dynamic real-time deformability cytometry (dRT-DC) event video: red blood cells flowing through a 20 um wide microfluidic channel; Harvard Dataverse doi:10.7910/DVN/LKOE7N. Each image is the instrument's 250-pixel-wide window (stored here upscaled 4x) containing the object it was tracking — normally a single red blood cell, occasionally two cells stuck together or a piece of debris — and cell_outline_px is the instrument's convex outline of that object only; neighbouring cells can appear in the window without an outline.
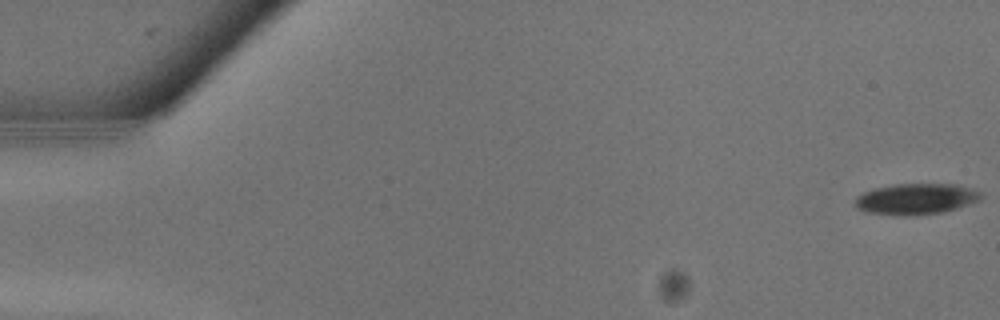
{"species": "common noctule bat (a hibernating species)", "species_latin": "Nyctalus noctula", "temperature_condition": "warm", "stored_images_in_passage": 14, "camera_frame_rate_fps": 3000, "um_per_image_px": 0.085, "animal": {"sex": "male", "body_mass_g": 13.3}, "frame": {"image": 1, "passage_image": 1, "time_ms": 0.0, "image_size_px": [1000, 320], "cell_outline_px": [[980, 200], [944, 212], [908, 216], [892, 216], [864, 212], [856, 208], [856, 196], [864, 192], [876, 188], [892, 184], [956, 184], [980, 192]], "centroid_in_image_um": [77.8, 16.93], "position_along_channel_um": 7.2, "area_um2": 22.77}}
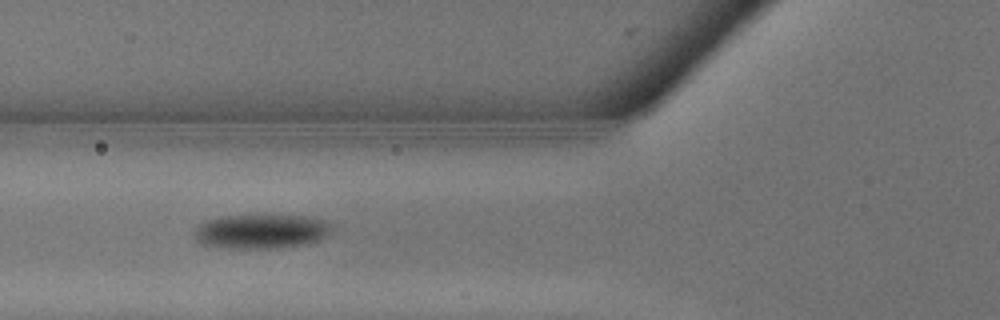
{"frame": {"image": 2, "passage_image": 11, "time_ms": 3.333, "image_size_px": [1000, 320], "cell_outline_px": [[336, 228], [328, 236], [320, 240], [308, 244], [280, 248], [228, 248], [200, 244], [192, 236], [192, 232], [200, 224], [208, 220], [220, 216], [304, 216], [324, 220], [332, 224]], "centroid_in_image_um": [22.24, 19.68], "position_along_channel_um": 103.6, "area_um2": 27.86}}
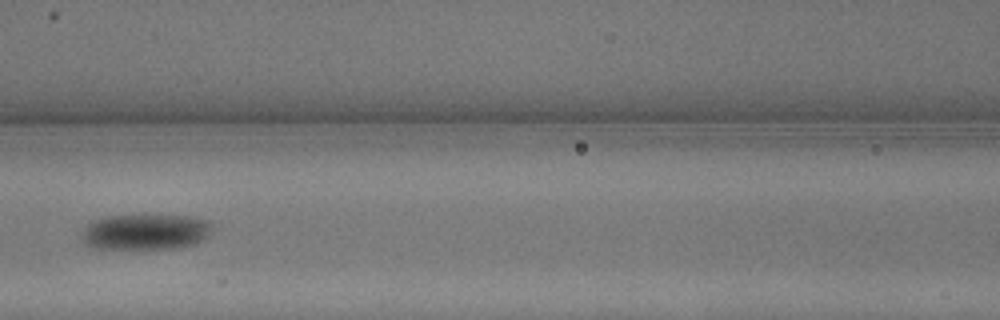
{"frame": {"image": 3, "passage_image": 13, "time_ms": 4.0, "image_size_px": [1000, 320], "cell_outline_px": [[212, 228], [208, 236], [204, 240], [196, 244], [176, 248], [92, 248], [84, 244], [80, 236], [80, 232], [92, 220], [108, 216], [188, 216], [212, 220]], "centroid_in_image_um": [12.37, 19.71], "position_along_channel_um": 154.2, "area_um2": 27.34}}